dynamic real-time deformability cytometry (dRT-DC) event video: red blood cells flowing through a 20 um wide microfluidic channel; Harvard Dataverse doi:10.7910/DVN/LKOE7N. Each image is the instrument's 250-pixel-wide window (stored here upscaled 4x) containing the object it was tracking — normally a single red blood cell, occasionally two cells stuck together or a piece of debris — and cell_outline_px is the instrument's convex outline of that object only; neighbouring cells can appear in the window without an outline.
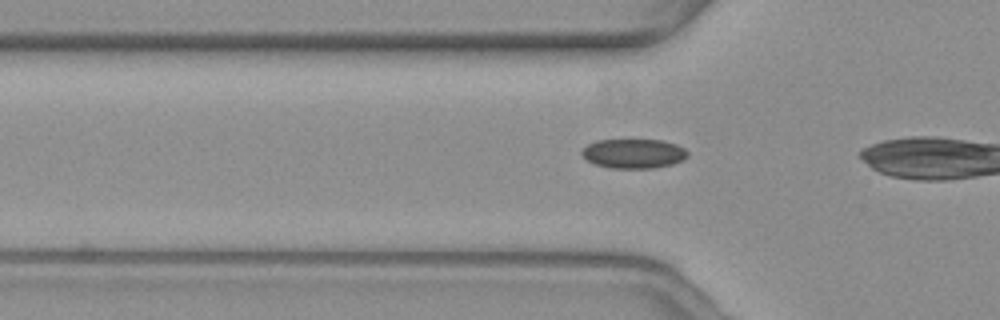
{"species": "common noctule bat (a hibernating species)", "species_latin": "Nyctalus noctula", "temperature_condition": "warm", "stored_images_in_passage": 9, "camera_frame_rate_fps": 3000, "um_per_image_px": 0.085, "animal": {"sex": "female", "body_mass_g": 19.3, "forearm_length_mm": 54.1}, "frame": {"image": 1, "passage_image": 4, "time_ms": 1.0, "image_size_px": [1000, 320], "cell_outline_px": [[688, 156], [684, 160], [672, 164], [652, 168], [608, 168], [596, 164], [588, 160], [580, 152], [588, 144], [596, 140], [664, 140], [676, 144], [684, 148], [688, 152]], "centroid_in_image_um": [53.88, 13.05], "position_along_channel_um": 71.9, "area_um2": 18.15}}
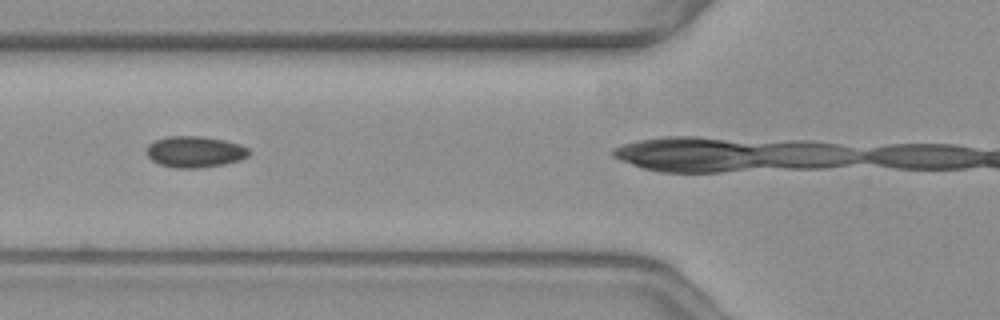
{"frame": {"image": 2, "passage_image": 7, "time_ms": 2.0, "image_size_px": [1000, 320], "cell_outline_px": [[252, 152], [248, 156], [240, 160], [224, 164], [196, 168], [176, 168], [160, 164], [152, 160], [148, 156], [148, 144], [156, 140], [168, 136], [200, 136], [224, 140], [240, 144], [248, 148]], "centroid_in_image_um": [16.6, 12.9], "position_along_channel_um": 109.2, "area_um2": 18.55}}